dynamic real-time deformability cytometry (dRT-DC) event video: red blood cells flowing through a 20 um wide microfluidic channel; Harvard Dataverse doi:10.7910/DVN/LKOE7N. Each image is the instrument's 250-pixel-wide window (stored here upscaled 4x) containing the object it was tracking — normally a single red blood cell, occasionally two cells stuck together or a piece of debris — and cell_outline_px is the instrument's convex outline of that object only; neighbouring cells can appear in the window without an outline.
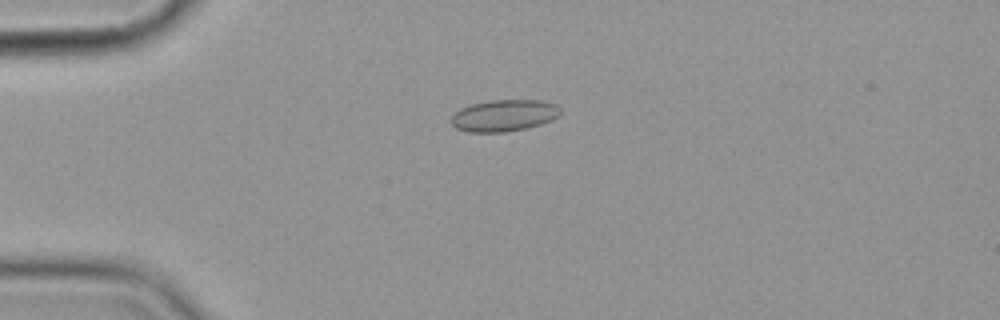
{"species": "common noctule bat (a hibernating species)", "species_latin": "Nyctalus noctula", "temperature_condition": "cold", "stored_images_in_passage": 5, "camera_frame_rate_fps": 3000, "um_per_image_px": 0.085, "animal": {"sex": "female", "body_mass_g": 19.9}, "frame": {"image": 1, "passage_image": 3, "time_ms": 2.333, "image_size_px": [1000, 320], "cell_outline_px": [[560, 116], [552, 120], [540, 124], [524, 128], [504, 132], [468, 132], [456, 128], [452, 124], [452, 116], [460, 108], [472, 104], [488, 100], [540, 100], [556, 104], [560, 108]], "centroid_in_image_um": [42.85, 9.81], "position_along_channel_um": 42.1, "area_um2": 20.11}}
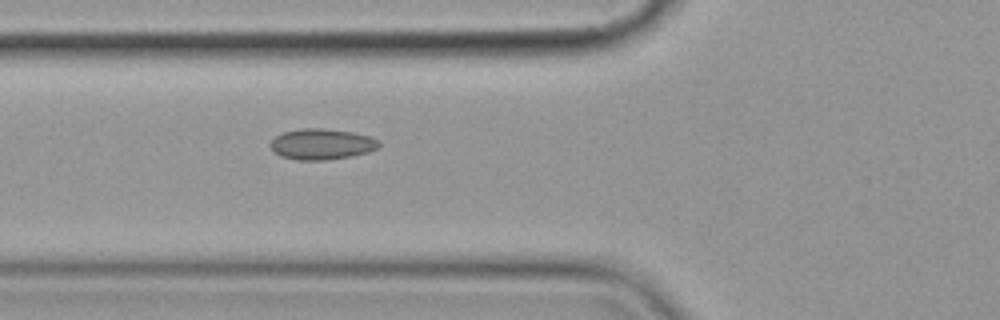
{"frame": {"image": 2, "passage_image": 5, "time_ms": 4.667, "image_size_px": [1000, 320], "cell_outline_px": [[380, 144], [376, 148], [368, 152], [352, 156], [324, 160], [300, 160], [280, 156], [268, 144], [276, 136], [284, 132], [300, 128], [324, 128], [352, 132], [368, 136], [380, 140]], "centroid_in_image_um": [27.34, 12.24], "position_along_channel_um": 98.5, "area_um2": 19.42}}